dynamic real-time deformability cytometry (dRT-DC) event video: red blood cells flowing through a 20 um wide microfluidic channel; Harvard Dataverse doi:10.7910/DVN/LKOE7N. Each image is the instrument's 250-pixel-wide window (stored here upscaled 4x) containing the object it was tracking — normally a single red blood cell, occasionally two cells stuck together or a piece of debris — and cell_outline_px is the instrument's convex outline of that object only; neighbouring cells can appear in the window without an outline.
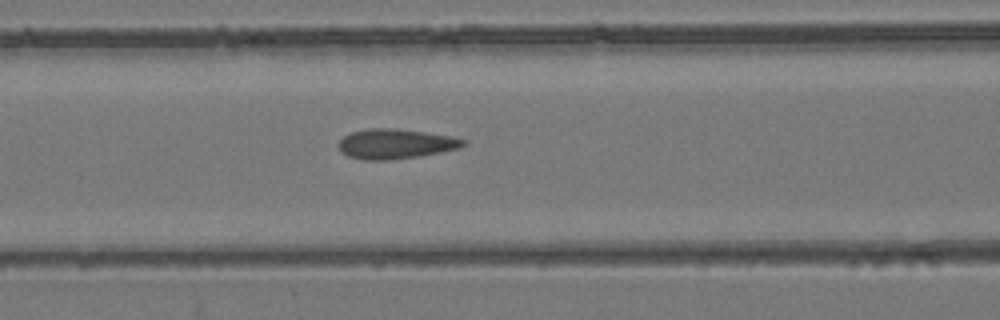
{"species": "common noctule bat (a hibernating species)", "species_latin": "Nyctalus noctula", "temperature_condition": "room temperature", "stored_images_in_passage": 5, "camera_frame_rate_fps": 3000, "um_per_image_px": 0.085, "animal": {"sex": "female", "body_mass_g": 24.6, "forearm_length_mm": 56.2}, "frame": {"image": 1, "passage_image": 5, "time_ms": 1.333, "image_size_px": [1000, 320], "cell_outline_px": [[468, 144], [460, 148], [420, 156], [388, 160], [364, 160], [348, 156], [340, 148], [340, 140], [344, 136], [352, 132], [368, 128], [396, 128], [452, 136], [468, 140]], "centroid_in_image_um": [33.69, 12.22], "position_along_channel_um": 132.9, "area_um2": 21.68}}